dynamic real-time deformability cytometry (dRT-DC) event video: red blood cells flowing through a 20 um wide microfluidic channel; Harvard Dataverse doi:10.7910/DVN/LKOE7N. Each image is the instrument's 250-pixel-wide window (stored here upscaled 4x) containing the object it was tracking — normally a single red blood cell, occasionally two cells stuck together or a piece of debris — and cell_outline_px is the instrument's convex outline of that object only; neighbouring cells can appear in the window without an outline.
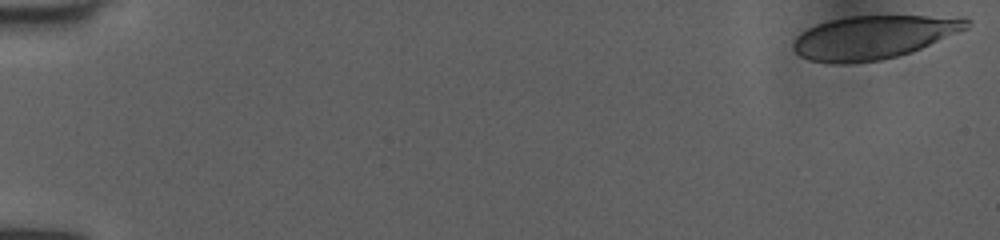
{"species": "human", "species_latin": "Homo sapiens", "temperature_condition": "room temperature", "stored_images_in_passage": 45, "camera_frame_rate_fps": 3000, "um_per_image_px": 0.085, "donor": {"sex": "female"}, "frame": {"image": 1, "passage_image": 1, "time_ms": 0.0, "image_size_px": [1000, 240], "cell_outline_px": [[972, 24], [968, 28], [912, 52], [880, 60], [848, 64], [832, 64], [808, 60], [800, 56], [792, 48], [792, 44], [796, 36], [800, 32], [816, 24], [848, 16], [964, 16], [972, 20]], "centroid_in_image_um": [74.26, 3.16], "position_along_channel_um": 10.7, "area_um2": 44.27}}
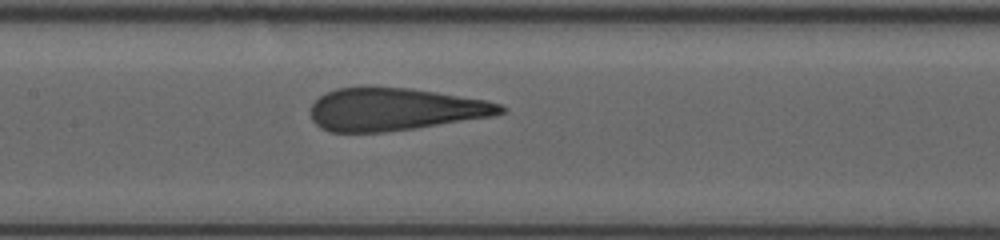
{"frame": {"image": 2, "passage_image": 26, "time_ms": 8.333, "image_size_px": [1000, 240], "cell_outline_px": [[508, 108], [504, 112], [492, 116], [416, 128], [384, 132], [328, 132], [320, 128], [312, 120], [308, 112], [312, 104], [320, 96], [336, 88], [364, 84], [372, 84], [412, 88], [484, 100], [500, 104]], "centroid_in_image_um": [33.47, 9.26], "position_along_channel_um": 173.9, "area_um2": 48.09}}
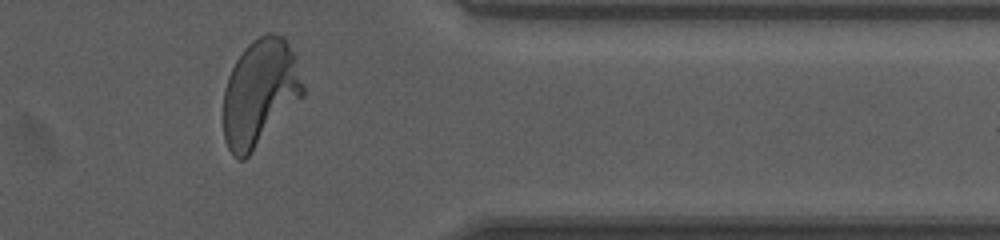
{"frame": {"image": 3, "passage_image": 43, "time_ms": 14.0, "image_size_px": [1000, 240], "cell_outline_px": [[304, 96], [252, 152], [244, 160], [240, 160], [232, 156], [224, 140], [224, 88], [228, 76], [236, 60], [244, 48], [252, 40], [268, 32], [272, 32], [284, 36], [296, 56], [304, 88]], "centroid_in_image_um": [22.1, 7.87], "position_along_channel_um": 389.3, "area_um2": 49.77}, "authors_computed_cell_mechanics": {"area_um2": 47.8584, "velocity_mm_per_s": 4.0042, "shape_relaxation_time_tau1_ms": 7.031, "shape_relaxation_time_tau2_ms": 0.7475, "deformation_change_tau1": 0.2727, "deformation_change_tau2": 0.1032}}